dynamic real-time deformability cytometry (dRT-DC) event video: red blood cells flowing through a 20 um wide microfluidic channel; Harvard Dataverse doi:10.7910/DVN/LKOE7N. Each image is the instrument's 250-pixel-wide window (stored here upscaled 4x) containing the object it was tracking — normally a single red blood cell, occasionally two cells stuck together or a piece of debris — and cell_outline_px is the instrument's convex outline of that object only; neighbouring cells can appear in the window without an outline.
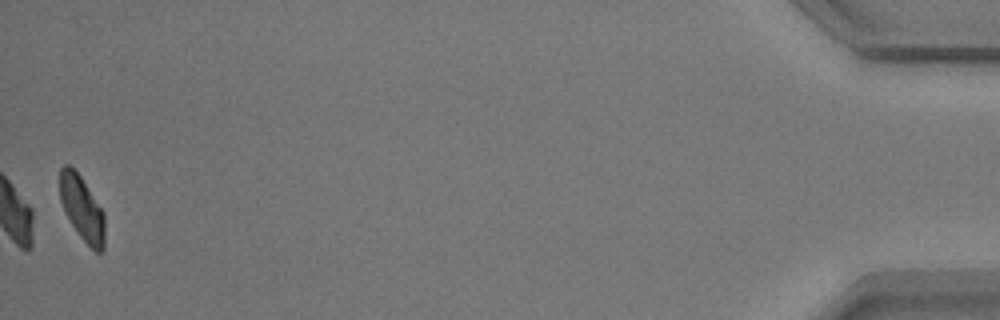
{"species": "common noctule bat (a hibernating species)", "species_latin": "Nyctalus noctula", "temperature_condition": "warm", "stored_images_in_passage": 42, "camera_frame_rate_fps": 3000, "um_per_image_px": 0.085, "animal": {"sex": "male", "body_mass_g": 17.9}, "frame": {"image": 1, "passage_image": 42, "time_ms": 13.667, "image_size_px": [1000, 320], "cell_outline_px": [[104, 248], [100, 252], [96, 252], [80, 236], [72, 224], [60, 200], [60, 168], [64, 164], [68, 164], [80, 176], [104, 212]], "centroid_in_image_um": [6.98, 17.7], "position_along_channel_um": 428.2, "area_um2": 16.47}, "authors_computed_cell_mechanics": {"area_um2": 17.2533, "velocity_mm_per_s": 3.4915, "shape_relaxation_time_tau1_ms": 3.7202, "shape_relaxation_time_tau2_ms": 9.1902, "deformation_change_tau1": 0.1064, "deformation_change_tau2": 0.1304}}